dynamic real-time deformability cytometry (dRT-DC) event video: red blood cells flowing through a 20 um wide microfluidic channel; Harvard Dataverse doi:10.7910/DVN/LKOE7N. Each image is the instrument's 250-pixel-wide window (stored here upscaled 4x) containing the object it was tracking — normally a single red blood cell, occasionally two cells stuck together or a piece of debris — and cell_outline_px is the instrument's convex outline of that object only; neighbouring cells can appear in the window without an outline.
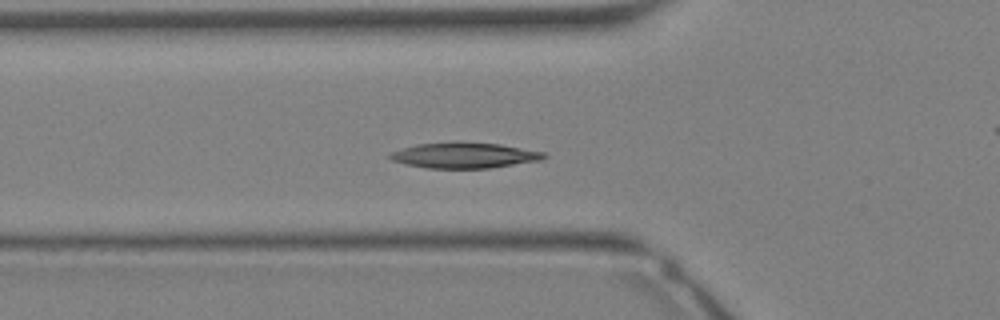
{"species": "Egyptian fruit bat (a non-hibernating species)", "species_latin": "Rousettus aegyptiacus", "temperature_condition": "warm", "stored_images_in_passage": 35, "camera_frame_rate_fps": 3000, "um_per_image_px": 0.085, "animal": {"sex": "female"}, "frame": {"image": 1, "passage_image": 12, "time_ms": 3.667, "image_size_px": [1000, 320], "cell_outline_px": [[548, 156], [540, 160], [488, 168], [428, 168], [404, 164], [392, 160], [388, 156], [388, 152], [400, 148], [416, 144], [456, 140], [500, 144], [544, 152]], "centroid_in_image_um": [39.39, 13.17], "position_along_channel_um": 86.4, "area_um2": 23.41}}
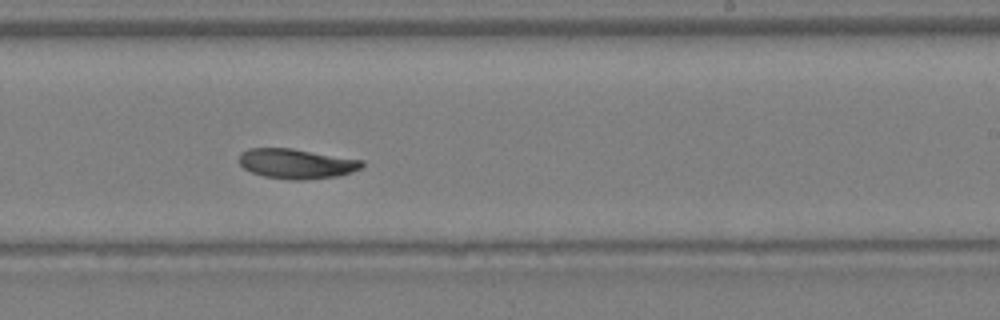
{"frame": {"image": 2, "passage_image": 21, "time_ms": 6.667, "image_size_px": [1000, 320], "cell_outline_px": [[364, 164], [360, 168], [352, 172], [336, 176], [300, 180], [288, 180], [264, 176], [252, 172], [244, 168], [240, 164], [240, 152], [248, 148], [292, 148], [364, 160]], "centroid_in_image_um": [25.2, 13.9], "position_along_channel_um": 263.8, "area_um2": 21.39}}
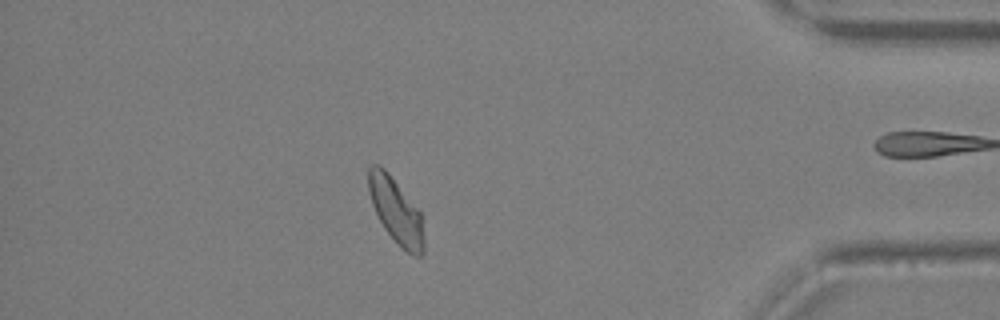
{"frame": {"image": 3, "passage_image": 30, "time_ms": 9.667, "image_size_px": [1000, 320], "cell_outline_px": [[424, 252], [420, 256], [412, 256], [400, 248], [384, 228], [372, 204], [368, 192], [368, 168], [372, 164], [380, 164], [388, 172], [420, 212], [424, 240]], "centroid_in_image_um": [33.64, 17.94], "position_along_channel_um": 401.6, "area_um2": 21.04}}